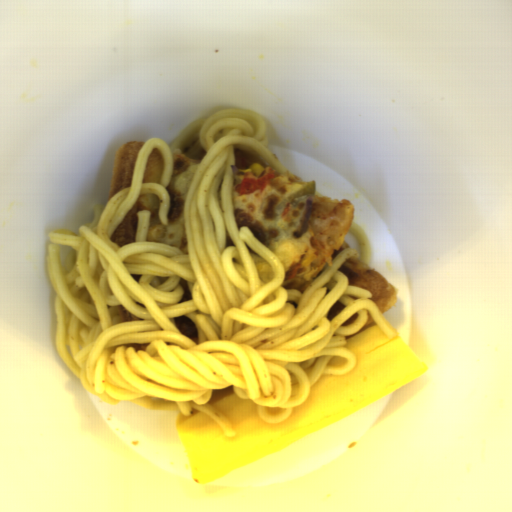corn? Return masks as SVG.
<instances>
[{"instance_id":"51d56268","label":"corn","mask_w":512,"mask_h":512,"mask_svg":"<svg viewBox=\"0 0 512 512\" xmlns=\"http://www.w3.org/2000/svg\"><path fill=\"white\" fill-rule=\"evenodd\" d=\"M247 169H249L251 175H255V176H259V177L263 174V172L265 170L264 166L258 162L251 163Z\"/></svg>"}]
</instances>
